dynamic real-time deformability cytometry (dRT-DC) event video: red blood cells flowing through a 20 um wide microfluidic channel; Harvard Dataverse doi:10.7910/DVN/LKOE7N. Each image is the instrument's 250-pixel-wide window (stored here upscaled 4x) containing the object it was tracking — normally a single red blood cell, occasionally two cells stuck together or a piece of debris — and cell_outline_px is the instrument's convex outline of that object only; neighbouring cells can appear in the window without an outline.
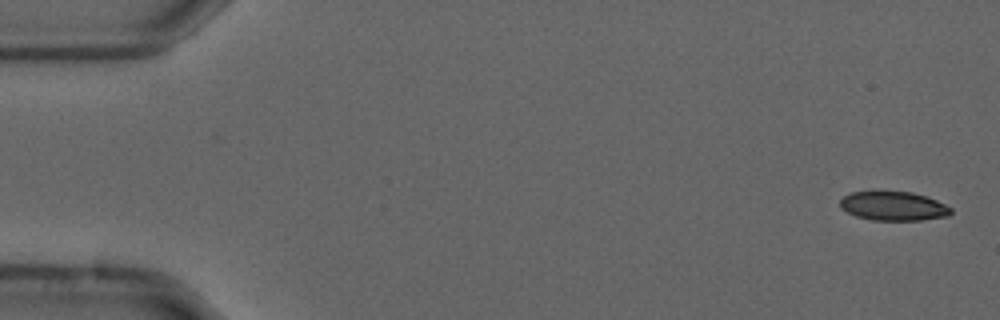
{"species": "common noctule bat (a hibernating species)", "species_latin": "Nyctalus noctula", "temperature_condition": "cold", "stored_images_in_passage": 55, "camera_frame_rate_fps": 3000, "um_per_image_px": 0.085, "animal": {"sex": "male", "forearm_length_mm": 52.5}, "frame": {"image": 1, "passage_image": 2, "time_ms": 0.333, "image_size_px": [1000, 320], "cell_outline_px": [[952, 212], [948, 216], [920, 220], [872, 220], [856, 216], [840, 208], [840, 200], [844, 196], [852, 192], [912, 192], [936, 200], [952, 208]], "centroid_in_image_um": [75.94, 17.52], "position_along_channel_um": 9.1, "area_um2": 18.55}}
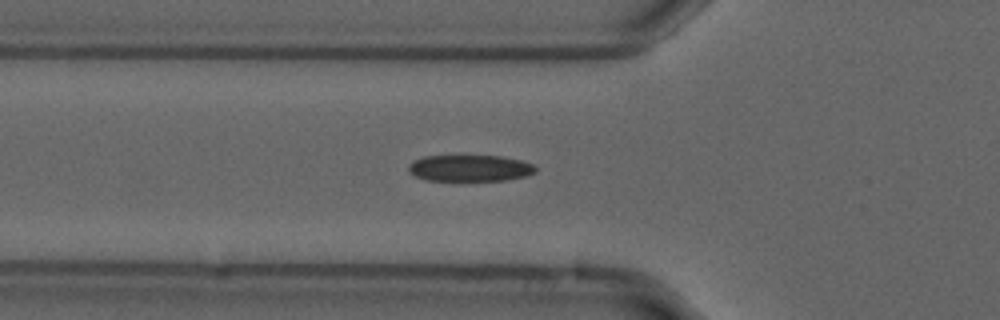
{"frame": {"image": 2, "passage_image": 19, "time_ms": 6.0, "image_size_px": [1000, 320], "cell_outline_px": [[536, 172], [528, 176], [508, 180], [424, 180], [408, 172], [408, 164], [412, 160], [424, 156], [500, 156], [520, 160], [536, 164]], "centroid_in_image_um": [39.95, 14.29], "position_along_channel_um": 85.8, "area_um2": 19.77}}
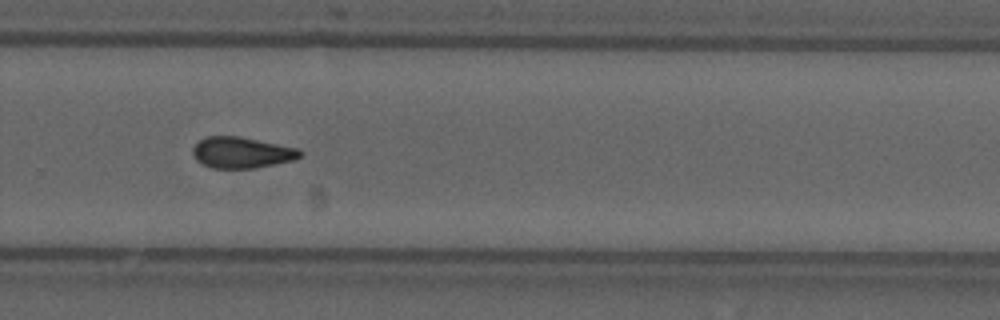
{"frame": {"image": 3, "passage_image": 37, "time_ms": 12.0, "image_size_px": [1000, 320], "cell_outline_px": [[304, 152], [300, 156], [292, 160], [252, 168], [212, 168], [196, 160], [192, 152], [192, 148], [204, 136], [236, 136], [300, 148]], "centroid_in_image_um": [20.53, 12.96], "position_along_channel_um": 309.3, "area_um2": 19.25}, "authors_computed_cell_mechanics": {"area_um2": 19.652, "velocity_mm_per_s": 3.7196, "shape_relaxation_time_tau1_ms": 9.7568, "shape_relaxation_time_tau2_ms": 4.9464, "deformation_change_tau1": 0.2054, "deformation_change_tau2": 0.1289}}